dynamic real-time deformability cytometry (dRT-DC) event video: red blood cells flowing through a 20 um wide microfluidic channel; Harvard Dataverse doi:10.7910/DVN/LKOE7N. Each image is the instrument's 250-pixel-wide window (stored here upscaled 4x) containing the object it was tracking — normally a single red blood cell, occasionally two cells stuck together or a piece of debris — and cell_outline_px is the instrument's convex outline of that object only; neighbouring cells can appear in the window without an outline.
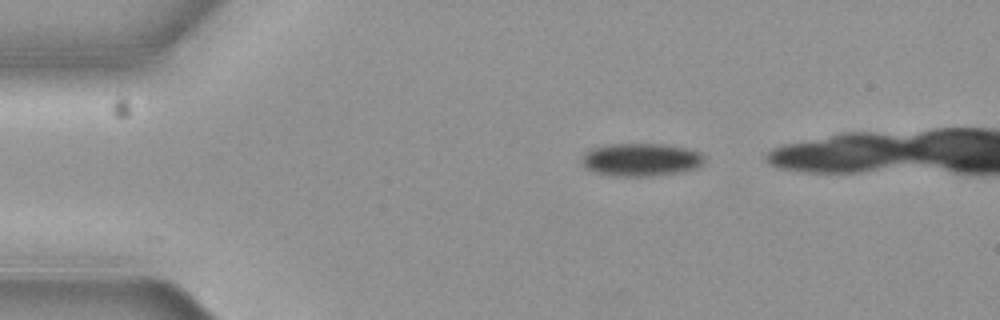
{"species": "common noctule bat (a hibernating species)", "species_latin": "Nyctalus noctula", "temperature_condition": "cold", "stored_images_in_passage": 5, "camera_frame_rate_fps": 3000, "um_per_image_px": 0.085, "animal": {"sex": "female", "body_mass_g": 19.3, "forearm_length_mm": 54.1}, "frame": {"image": 1, "passage_image": 1, "time_ms": 0.0, "image_size_px": [1000, 320], "cell_outline_px": [[704, 164], [696, 168], [680, 172], [648, 176], [612, 176], [596, 172], [588, 168], [584, 164], [584, 156], [588, 152], [596, 148], [612, 144], [660, 144], [684, 148], [700, 152], [704, 156]], "centroid_in_image_um": [54.56, 13.58], "position_along_channel_um": 30.4, "area_um2": 22.95}}
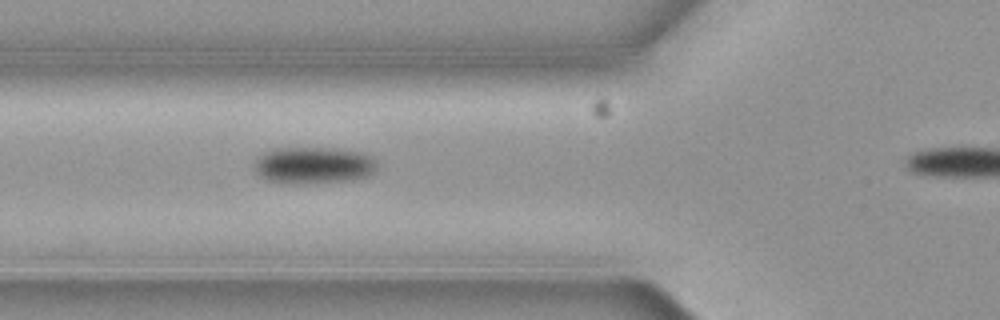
{"frame": {"image": 2, "passage_image": 4, "time_ms": 1.0, "image_size_px": [1000, 320], "cell_outline_px": [[376, 168], [368, 176], [352, 180], [304, 184], [280, 184], [268, 180], [260, 176], [256, 172], [256, 160], [264, 152], [272, 148], [336, 148], [360, 152], [368, 156], [376, 164]], "centroid_in_image_um": [26.61, 14.06], "position_along_channel_um": 99.2, "area_um2": 26.36}}